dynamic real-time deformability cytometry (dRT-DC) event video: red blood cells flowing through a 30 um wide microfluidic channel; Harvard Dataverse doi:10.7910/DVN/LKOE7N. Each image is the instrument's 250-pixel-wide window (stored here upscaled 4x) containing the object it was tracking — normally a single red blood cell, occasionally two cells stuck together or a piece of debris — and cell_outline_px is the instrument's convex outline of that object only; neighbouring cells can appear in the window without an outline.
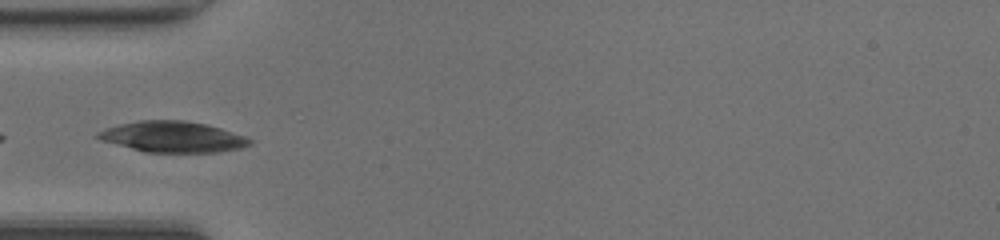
{"species": "common noctule bat (a hibernating species)", "species_latin": "Nyctalus noctula", "temperature_condition": "room temperature", "stored_images_in_passage": 17, "camera_frame_rate_fps": 3000, "um_per_image_px": 0.085, "animal": {"sex": "female", "body_mass_g": 20.0, "forearm_length_mm": 54.0}, "frame": {"image": 1, "passage_image": 1, "time_ms": 0.0, "image_size_px": [1000, 240], "cell_outline_px": [[252, 144], [240, 148], [220, 152], [144, 152], [100, 140], [92, 136], [96, 132], [104, 128], [120, 124], [140, 120], [184, 120], [208, 124], [244, 136], [252, 140]], "centroid_in_image_um": [14.63, 11.63], "position_along_channel_um": 70.4, "area_um2": 27.51}}
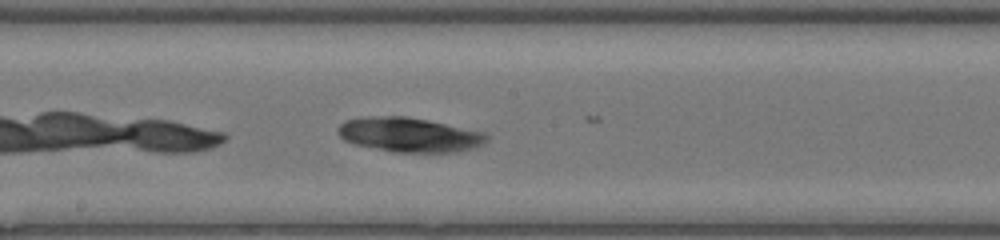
{"frame": {"image": 2, "passage_image": 11, "time_ms": 3.333, "image_size_px": [1000, 240], "cell_outline_px": [[488, 140], [484, 144], [472, 148], [456, 152], [392, 152], [352, 144], [344, 140], [336, 132], [336, 128], [344, 120], [360, 116], [408, 116], [428, 120], [484, 132], [488, 136]], "centroid_in_image_um": [34.73, 11.45], "position_along_channel_um": 213.5, "area_um2": 30.29}}
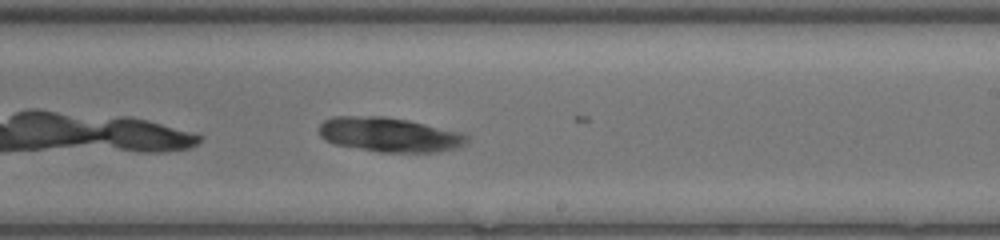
{"frame": {"image": 3, "passage_image": 14, "time_ms": 4.333, "image_size_px": [1000, 240], "cell_outline_px": [[468, 140], [460, 148], [436, 152], [380, 152], [336, 144], [324, 140], [320, 136], [320, 124], [324, 120], [332, 116], [384, 116], [408, 120], [460, 132], [468, 136]], "centroid_in_image_um": [33.1, 11.44], "position_along_channel_um": 255.9, "area_um2": 29.71}}